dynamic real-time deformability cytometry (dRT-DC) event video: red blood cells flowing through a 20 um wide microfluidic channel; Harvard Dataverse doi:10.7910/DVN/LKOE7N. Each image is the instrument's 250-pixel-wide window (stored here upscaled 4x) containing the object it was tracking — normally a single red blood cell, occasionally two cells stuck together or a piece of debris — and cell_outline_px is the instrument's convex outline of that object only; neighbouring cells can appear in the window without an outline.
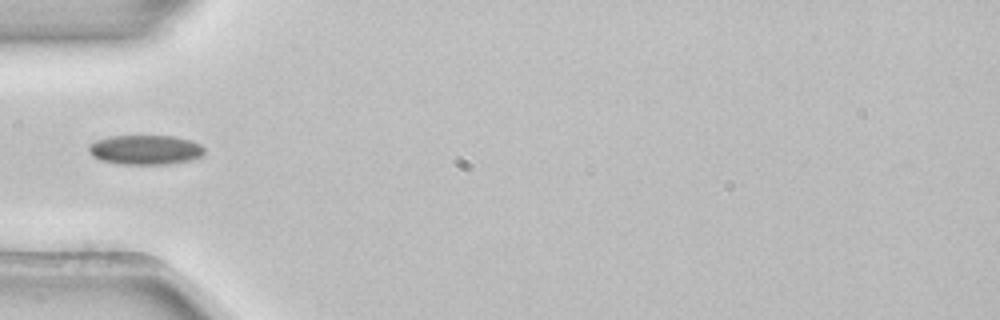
{"species": "common noctule bat (a hibernating species)", "species_latin": "Nyctalus noctula", "temperature_condition": "room temperature", "stored_images_in_passage": 5, "camera_frame_rate_fps": 3000, "um_per_image_px": 0.085, "animal": {"sex": "female", "body_mass_g": 22.7, "forearm_length_mm": 54.2}, "frame": {"image": 1, "passage_image": 4, "time_ms": 1.0, "image_size_px": [1000, 320], "cell_outline_px": [[204, 152], [200, 156], [192, 160], [168, 164], [120, 164], [100, 160], [92, 156], [88, 152], [88, 144], [96, 140], [108, 136], [176, 136], [192, 140], [200, 144], [204, 148]], "centroid_in_image_um": [12.33, 12.73], "position_along_channel_um": 72.7, "area_um2": 20.17}}